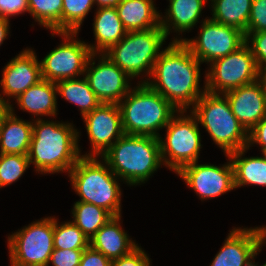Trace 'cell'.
I'll return each instance as SVG.
<instances>
[{
	"instance_id": "obj_1",
	"label": "cell",
	"mask_w": 266,
	"mask_h": 266,
	"mask_svg": "<svg viewBox=\"0 0 266 266\" xmlns=\"http://www.w3.org/2000/svg\"><path fill=\"white\" fill-rule=\"evenodd\" d=\"M201 64L182 41H172L155 61L146 83L177 111L191 110L206 92L205 81L200 87Z\"/></svg>"
},
{
	"instance_id": "obj_2",
	"label": "cell",
	"mask_w": 266,
	"mask_h": 266,
	"mask_svg": "<svg viewBox=\"0 0 266 266\" xmlns=\"http://www.w3.org/2000/svg\"><path fill=\"white\" fill-rule=\"evenodd\" d=\"M79 134L73 123L33 119L27 156L34 171L44 175L68 173L82 156Z\"/></svg>"
},
{
	"instance_id": "obj_3",
	"label": "cell",
	"mask_w": 266,
	"mask_h": 266,
	"mask_svg": "<svg viewBox=\"0 0 266 266\" xmlns=\"http://www.w3.org/2000/svg\"><path fill=\"white\" fill-rule=\"evenodd\" d=\"M100 157L128 186L146 183L164 165L159 138L152 136L124 134Z\"/></svg>"
},
{
	"instance_id": "obj_4",
	"label": "cell",
	"mask_w": 266,
	"mask_h": 266,
	"mask_svg": "<svg viewBox=\"0 0 266 266\" xmlns=\"http://www.w3.org/2000/svg\"><path fill=\"white\" fill-rule=\"evenodd\" d=\"M125 134L160 137L177 110L147 83H137L118 103Z\"/></svg>"
},
{
	"instance_id": "obj_5",
	"label": "cell",
	"mask_w": 266,
	"mask_h": 266,
	"mask_svg": "<svg viewBox=\"0 0 266 266\" xmlns=\"http://www.w3.org/2000/svg\"><path fill=\"white\" fill-rule=\"evenodd\" d=\"M99 158L81 156L68 172V177L75 193L81 198L78 201L94 204L113 216H120L122 191L119 178Z\"/></svg>"
},
{
	"instance_id": "obj_6",
	"label": "cell",
	"mask_w": 266,
	"mask_h": 266,
	"mask_svg": "<svg viewBox=\"0 0 266 266\" xmlns=\"http://www.w3.org/2000/svg\"><path fill=\"white\" fill-rule=\"evenodd\" d=\"M190 111L225 155L248 147L249 132L234 116L223 93L206 91Z\"/></svg>"
},
{
	"instance_id": "obj_7",
	"label": "cell",
	"mask_w": 266,
	"mask_h": 266,
	"mask_svg": "<svg viewBox=\"0 0 266 266\" xmlns=\"http://www.w3.org/2000/svg\"><path fill=\"white\" fill-rule=\"evenodd\" d=\"M165 40L167 37L161 26L129 31L119 43L103 54L132 79L146 74L145 79L140 77L142 80L137 81L146 83L150 79L155 61L162 52L160 50H163Z\"/></svg>"
},
{
	"instance_id": "obj_8",
	"label": "cell",
	"mask_w": 266,
	"mask_h": 266,
	"mask_svg": "<svg viewBox=\"0 0 266 266\" xmlns=\"http://www.w3.org/2000/svg\"><path fill=\"white\" fill-rule=\"evenodd\" d=\"M189 112L177 111L165 127L166 137H159L163 164L175 173L183 166L198 161L203 146L198 120Z\"/></svg>"
},
{
	"instance_id": "obj_9",
	"label": "cell",
	"mask_w": 266,
	"mask_h": 266,
	"mask_svg": "<svg viewBox=\"0 0 266 266\" xmlns=\"http://www.w3.org/2000/svg\"><path fill=\"white\" fill-rule=\"evenodd\" d=\"M7 238L10 266H48L54 249V217L31 222Z\"/></svg>"
},
{
	"instance_id": "obj_10",
	"label": "cell",
	"mask_w": 266,
	"mask_h": 266,
	"mask_svg": "<svg viewBox=\"0 0 266 266\" xmlns=\"http://www.w3.org/2000/svg\"><path fill=\"white\" fill-rule=\"evenodd\" d=\"M205 71V88L211 93H225L257 81L261 71L249 46L244 43L235 52L214 60Z\"/></svg>"
},
{
	"instance_id": "obj_11",
	"label": "cell",
	"mask_w": 266,
	"mask_h": 266,
	"mask_svg": "<svg viewBox=\"0 0 266 266\" xmlns=\"http://www.w3.org/2000/svg\"><path fill=\"white\" fill-rule=\"evenodd\" d=\"M62 43L49 52L41 61L42 79L57 83L61 80L84 76L91 51L86 42L76 37L78 32H53ZM63 37V38H62Z\"/></svg>"
},
{
	"instance_id": "obj_12",
	"label": "cell",
	"mask_w": 266,
	"mask_h": 266,
	"mask_svg": "<svg viewBox=\"0 0 266 266\" xmlns=\"http://www.w3.org/2000/svg\"><path fill=\"white\" fill-rule=\"evenodd\" d=\"M197 38L176 36L171 41H182L202 64H210L216 59L235 52L245 43V35L237 28L227 26L209 17L200 22Z\"/></svg>"
},
{
	"instance_id": "obj_13",
	"label": "cell",
	"mask_w": 266,
	"mask_h": 266,
	"mask_svg": "<svg viewBox=\"0 0 266 266\" xmlns=\"http://www.w3.org/2000/svg\"><path fill=\"white\" fill-rule=\"evenodd\" d=\"M227 163L220 165L198 164V161L183 166L176 174L194 190L201 201L222 196L235 190L234 168L229 155ZM229 160V162H228Z\"/></svg>"
},
{
	"instance_id": "obj_14",
	"label": "cell",
	"mask_w": 266,
	"mask_h": 266,
	"mask_svg": "<svg viewBox=\"0 0 266 266\" xmlns=\"http://www.w3.org/2000/svg\"><path fill=\"white\" fill-rule=\"evenodd\" d=\"M84 76L101 103L118 104L133 88L132 78L103 53L91 54Z\"/></svg>"
},
{
	"instance_id": "obj_15",
	"label": "cell",
	"mask_w": 266,
	"mask_h": 266,
	"mask_svg": "<svg viewBox=\"0 0 266 266\" xmlns=\"http://www.w3.org/2000/svg\"><path fill=\"white\" fill-rule=\"evenodd\" d=\"M265 244L266 226L234 227L209 266H248Z\"/></svg>"
},
{
	"instance_id": "obj_16",
	"label": "cell",
	"mask_w": 266,
	"mask_h": 266,
	"mask_svg": "<svg viewBox=\"0 0 266 266\" xmlns=\"http://www.w3.org/2000/svg\"><path fill=\"white\" fill-rule=\"evenodd\" d=\"M82 119L91 143L90 152L82 156L100 157L125 134L121 110L116 103H101Z\"/></svg>"
},
{
	"instance_id": "obj_17",
	"label": "cell",
	"mask_w": 266,
	"mask_h": 266,
	"mask_svg": "<svg viewBox=\"0 0 266 266\" xmlns=\"http://www.w3.org/2000/svg\"><path fill=\"white\" fill-rule=\"evenodd\" d=\"M41 80V66L35 50L23 49L3 68L2 79L0 80V87L2 88L0 98L11 104L10 98L15 100L21 93Z\"/></svg>"
},
{
	"instance_id": "obj_18",
	"label": "cell",
	"mask_w": 266,
	"mask_h": 266,
	"mask_svg": "<svg viewBox=\"0 0 266 266\" xmlns=\"http://www.w3.org/2000/svg\"><path fill=\"white\" fill-rule=\"evenodd\" d=\"M223 94L232 113L248 132L266 116V89L261 78Z\"/></svg>"
},
{
	"instance_id": "obj_19",
	"label": "cell",
	"mask_w": 266,
	"mask_h": 266,
	"mask_svg": "<svg viewBox=\"0 0 266 266\" xmlns=\"http://www.w3.org/2000/svg\"><path fill=\"white\" fill-rule=\"evenodd\" d=\"M121 216H114L90 239L89 246L110 261L129 254L138 243L121 227Z\"/></svg>"
},
{
	"instance_id": "obj_20",
	"label": "cell",
	"mask_w": 266,
	"mask_h": 266,
	"mask_svg": "<svg viewBox=\"0 0 266 266\" xmlns=\"http://www.w3.org/2000/svg\"><path fill=\"white\" fill-rule=\"evenodd\" d=\"M207 0H169L166 14H160V26L168 38L170 32L178 35L189 32L199 23ZM163 15V16H162Z\"/></svg>"
},
{
	"instance_id": "obj_21",
	"label": "cell",
	"mask_w": 266,
	"mask_h": 266,
	"mask_svg": "<svg viewBox=\"0 0 266 266\" xmlns=\"http://www.w3.org/2000/svg\"><path fill=\"white\" fill-rule=\"evenodd\" d=\"M14 111L10 104V111L0 126V154L27 155L33 133V119L23 120Z\"/></svg>"
},
{
	"instance_id": "obj_22",
	"label": "cell",
	"mask_w": 266,
	"mask_h": 266,
	"mask_svg": "<svg viewBox=\"0 0 266 266\" xmlns=\"http://www.w3.org/2000/svg\"><path fill=\"white\" fill-rule=\"evenodd\" d=\"M57 99L56 84L42 79L21 93L15 102L20 110L32 113L31 115L37 117L34 119L42 120L43 116H57Z\"/></svg>"
},
{
	"instance_id": "obj_23",
	"label": "cell",
	"mask_w": 266,
	"mask_h": 266,
	"mask_svg": "<svg viewBox=\"0 0 266 266\" xmlns=\"http://www.w3.org/2000/svg\"><path fill=\"white\" fill-rule=\"evenodd\" d=\"M93 33L94 43L88 44L91 53H105L119 43L127 34L116 8H98L95 11Z\"/></svg>"
},
{
	"instance_id": "obj_24",
	"label": "cell",
	"mask_w": 266,
	"mask_h": 266,
	"mask_svg": "<svg viewBox=\"0 0 266 266\" xmlns=\"http://www.w3.org/2000/svg\"><path fill=\"white\" fill-rule=\"evenodd\" d=\"M116 9L127 32L160 26V13L154 0H120Z\"/></svg>"
},
{
	"instance_id": "obj_25",
	"label": "cell",
	"mask_w": 266,
	"mask_h": 266,
	"mask_svg": "<svg viewBox=\"0 0 266 266\" xmlns=\"http://www.w3.org/2000/svg\"><path fill=\"white\" fill-rule=\"evenodd\" d=\"M251 148L245 147L229 154L234 168V187H266V156L244 157Z\"/></svg>"
},
{
	"instance_id": "obj_26",
	"label": "cell",
	"mask_w": 266,
	"mask_h": 266,
	"mask_svg": "<svg viewBox=\"0 0 266 266\" xmlns=\"http://www.w3.org/2000/svg\"><path fill=\"white\" fill-rule=\"evenodd\" d=\"M253 0H210L212 20L246 34Z\"/></svg>"
},
{
	"instance_id": "obj_27",
	"label": "cell",
	"mask_w": 266,
	"mask_h": 266,
	"mask_svg": "<svg viewBox=\"0 0 266 266\" xmlns=\"http://www.w3.org/2000/svg\"><path fill=\"white\" fill-rule=\"evenodd\" d=\"M55 84L59 97L62 96L69 103L79 107L82 117L92 112L101 104V101L90 88L85 76L82 78L61 80Z\"/></svg>"
},
{
	"instance_id": "obj_28",
	"label": "cell",
	"mask_w": 266,
	"mask_h": 266,
	"mask_svg": "<svg viewBox=\"0 0 266 266\" xmlns=\"http://www.w3.org/2000/svg\"><path fill=\"white\" fill-rule=\"evenodd\" d=\"M72 222L90 240L114 216L102 207L94 204L76 201L72 208Z\"/></svg>"
},
{
	"instance_id": "obj_29",
	"label": "cell",
	"mask_w": 266,
	"mask_h": 266,
	"mask_svg": "<svg viewBox=\"0 0 266 266\" xmlns=\"http://www.w3.org/2000/svg\"><path fill=\"white\" fill-rule=\"evenodd\" d=\"M28 13L39 25L62 32L63 0H27Z\"/></svg>"
},
{
	"instance_id": "obj_30",
	"label": "cell",
	"mask_w": 266,
	"mask_h": 266,
	"mask_svg": "<svg viewBox=\"0 0 266 266\" xmlns=\"http://www.w3.org/2000/svg\"><path fill=\"white\" fill-rule=\"evenodd\" d=\"M58 220L54 216V249L84 250L89 247L90 240L72 221L59 223Z\"/></svg>"
},
{
	"instance_id": "obj_31",
	"label": "cell",
	"mask_w": 266,
	"mask_h": 266,
	"mask_svg": "<svg viewBox=\"0 0 266 266\" xmlns=\"http://www.w3.org/2000/svg\"><path fill=\"white\" fill-rule=\"evenodd\" d=\"M94 0H63L62 32H78L91 12Z\"/></svg>"
},
{
	"instance_id": "obj_32",
	"label": "cell",
	"mask_w": 266,
	"mask_h": 266,
	"mask_svg": "<svg viewBox=\"0 0 266 266\" xmlns=\"http://www.w3.org/2000/svg\"><path fill=\"white\" fill-rule=\"evenodd\" d=\"M29 167L27 155L0 154V188L17 182Z\"/></svg>"
},
{
	"instance_id": "obj_33",
	"label": "cell",
	"mask_w": 266,
	"mask_h": 266,
	"mask_svg": "<svg viewBox=\"0 0 266 266\" xmlns=\"http://www.w3.org/2000/svg\"><path fill=\"white\" fill-rule=\"evenodd\" d=\"M245 43L249 46L257 67L263 72L266 69V31L246 32Z\"/></svg>"
},
{
	"instance_id": "obj_34",
	"label": "cell",
	"mask_w": 266,
	"mask_h": 266,
	"mask_svg": "<svg viewBox=\"0 0 266 266\" xmlns=\"http://www.w3.org/2000/svg\"><path fill=\"white\" fill-rule=\"evenodd\" d=\"M266 31V0H253L246 32Z\"/></svg>"
},
{
	"instance_id": "obj_35",
	"label": "cell",
	"mask_w": 266,
	"mask_h": 266,
	"mask_svg": "<svg viewBox=\"0 0 266 266\" xmlns=\"http://www.w3.org/2000/svg\"><path fill=\"white\" fill-rule=\"evenodd\" d=\"M84 250H62L53 249L50 255L48 266H79Z\"/></svg>"
},
{
	"instance_id": "obj_36",
	"label": "cell",
	"mask_w": 266,
	"mask_h": 266,
	"mask_svg": "<svg viewBox=\"0 0 266 266\" xmlns=\"http://www.w3.org/2000/svg\"><path fill=\"white\" fill-rule=\"evenodd\" d=\"M137 246L129 254L111 261V266H151L149 255Z\"/></svg>"
},
{
	"instance_id": "obj_37",
	"label": "cell",
	"mask_w": 266,
	"mask_h": 266,
	"mask_svg": "<svg viewBox=\"0 0 266 266\" xmlns=\"http://www.w3.org/2000/svg\"><path fill=\"white\" fill-rule=\"evenodd\" d=\"M28 13L27 0H0V16L10 19L12 16Z\"/></svg>"
},
{
	"instance_id": "obj_38",
	"label": "cell",
	"mask_w": 266,
	"mask_h": 266,
	"mask_svg": "<svg viewBox=\"0 0 266 266\" xmlns=\"http://www.w3.org/2000/svg\"><path fill=\"white\" fill-rule=\"evenodd\" d=\"M79 266H111V261L89 246L84 249Z\"/></svg>"
},
{
	"instance_id": "obj_39",
	"label": "cell",
	"mask_w": 266,
	"mask_h": 266,
	"mask_svg": "<svg viewBox=\"0 0 266 266\" xmlns=\"http://www.w3.org/2000/svg\"><path fill=\"white\" fill-rule=\"evenodd\" d=\"M259 145L261 152L266 151V116L249 132L248 147Z\"/></svg>"
},
{
	"instance_id": "obj_40",
	"label": "cell",
	"mask_w": 266,
	"mask_h": 266,
	"mask_svg": "<svg viewBox=\"0 0 266 266\" xmlns=\"http://www.w3.org/2000/svg\"><path fill=\"white\" fill-rule=\"evenodd\" d=\"M10 20L5 17L0 16V46L7 39V36L10 34Z\"/></svg>"
},
{
	"instance_id": "obj_41",
	"label": "cell",
	"mask_w": 266,
	"mask_h": 266,
	"mask_svg": "<svg viewBox=\"0 0 266 266\" xmlns=\"http://www.w3.org/2000/svg\"><path fill=\"white\" fill-rule=\"evenodd\" d=\"M120 0H94V4L97 5L98 8H116L119 4Z\"/></svg>"
},
{
	"instance_id": "obj_42",
	"label": "cell",
	"mask_w": 266,
	"mask_h": 266,
	"mask_svg": "<svg viewBox=\"0 0 266 266\" xmlns=\"http://www.w3.org/2000/svg\"><path fill=\"white\" fill-rule=\"evenodd\" d=\"M9 111L10 104L0 98V126L2 125V121Z\"/></svg>"
},
{
	"instance_id": "obj_43",
	"label": "cell",
	"mask_w": 266,
	"mask_h": 266,
	"mask_svg": "<svg viewBox=\"0 0 266 266\" xmlns=\"http://www.w3.org/2000/svg\"><path fill=\"white\" fill-rule=\"evenodd\" d=\"M262 80H266V69L261 72V77H260Z\"/></svg>"
},
{
	"instance_id": "obj_44",
	"label": "cell",
	"mask_w": 266,
	"mask_h": 266,
	"mask_svg": "<svg viewBox=\"0 0 266 266\" xmlns=\"http://www.w3.org/2000/svg\"><path fill=\"white\" fill-rule=\"evenodd\" d=\"M258 263L259 262L256 263V261L253 260L248 266H260Z\"/></svg>"
},
{
	"instance_id": "obj_45",
	"label": "cell",
	"mask_w": 266,
	"mask_h": 266,
	"mask_svg": "<svg viewBox=\"0 0 266 266\" xmlns=\"http://www.w3.org/2000/svg\"><path fill=\"white\" fill-rule=\"evenodd\" d=\"M262 81H263L265 89H266V80H262Z\"/></svg>"
}]
</instances>
